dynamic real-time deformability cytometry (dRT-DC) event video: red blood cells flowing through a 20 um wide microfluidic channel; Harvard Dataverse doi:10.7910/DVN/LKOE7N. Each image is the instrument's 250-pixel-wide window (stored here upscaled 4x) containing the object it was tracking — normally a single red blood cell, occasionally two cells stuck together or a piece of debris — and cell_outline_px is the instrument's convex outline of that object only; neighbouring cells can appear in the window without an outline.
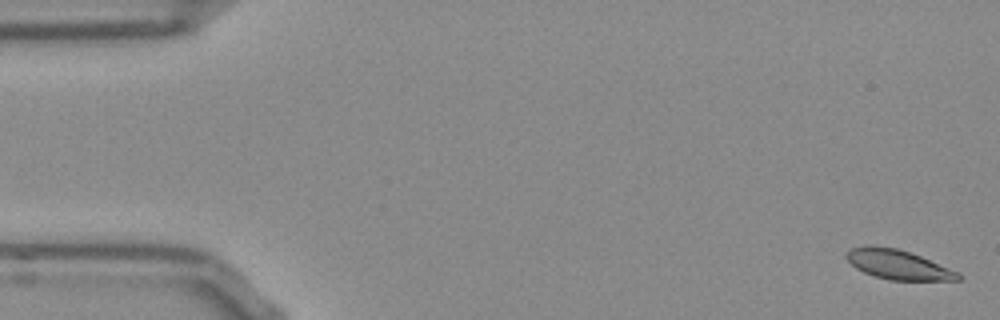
{"species": "Egyptian fruit bat (a non-hibernating species)", "species_latin": "Rousettus aegyptiacus", "temperature_condition": "room temperature", "stored_images_in_passage": 52, "camera_frame_rate_fps": 3000, "um_per_image_px": 0.085, "frame": {"image": 1, "passage_image": 1, "time_ms": 0.0, "image_size_px": [1000, 320], "cell_outline_px": [[964, 276], [960, 280], [888, 280], [864, 272], [856, 268], [844, 256], [844, 252], [848, 248], [864, 244], [872, 244], [896, 248], [920, 256], [960, 272]], "centroid_in_image_um": [76.3, 22.46], "position_along_channel_um": 8.7, "area_um2": 19.54}}
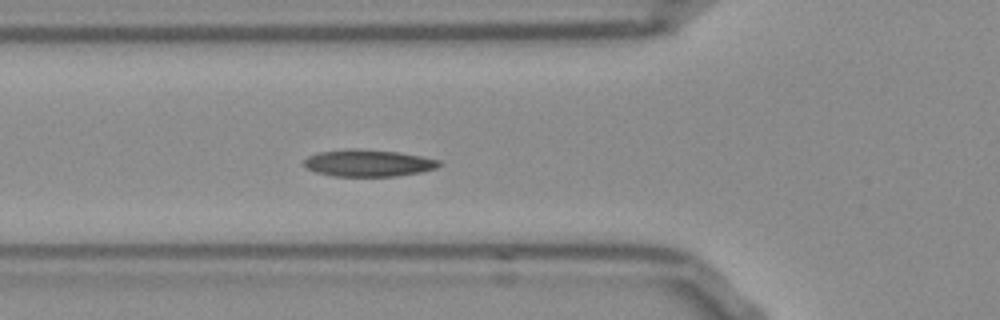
{"frame": {"image": 2, "passage_image": 18, "time_ms": 5.667, "image_size_px": [1000, 320], "cell_outline_px": [[444, 164], [436, 168], [420, 172], [396, 176], [332, 176], [316, 172], [308, 168], [304, 164], [304, 160], [308, 156], [320, 152], [352, 148], [356, 148], [400, 152], [440, 160]], "centroid_in_image_um": [31.33, 13.85], "position_along_channel_um": 94.5, "area_um2": 21.21}}
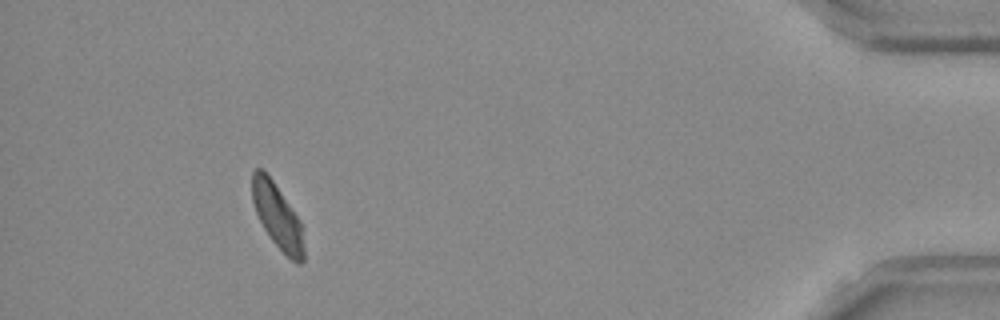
{"frame": {"image": 3, "passage_image": 48, "time_ms": 15.667, "image_size_px": [1000, 320], "cell_outline_px": [[304, 260], [300, 264], [296, 264], [272, 240], [264, 228], [256, 212], [252, 200], [252, 172], [256, 168], [260, 168], [272, 180], [300, 220], [304, 248]], "centroid_in_image_um": [23.58, 18.39], "position_along_channel_um": 411.6, "area_um2": 19.02}, "authors_computed_cell_mechanics": {"area_um2": 20.3167, "velocity_mm_per_s": 3.8239, "shape_relaxation_time_tau1_ms": 8.0754, "shape_relaxation_time_tau2_ms": 2.6571, "deformation_change_tau1": 0.1547, "deformation_change_tau2": 0.0832}}